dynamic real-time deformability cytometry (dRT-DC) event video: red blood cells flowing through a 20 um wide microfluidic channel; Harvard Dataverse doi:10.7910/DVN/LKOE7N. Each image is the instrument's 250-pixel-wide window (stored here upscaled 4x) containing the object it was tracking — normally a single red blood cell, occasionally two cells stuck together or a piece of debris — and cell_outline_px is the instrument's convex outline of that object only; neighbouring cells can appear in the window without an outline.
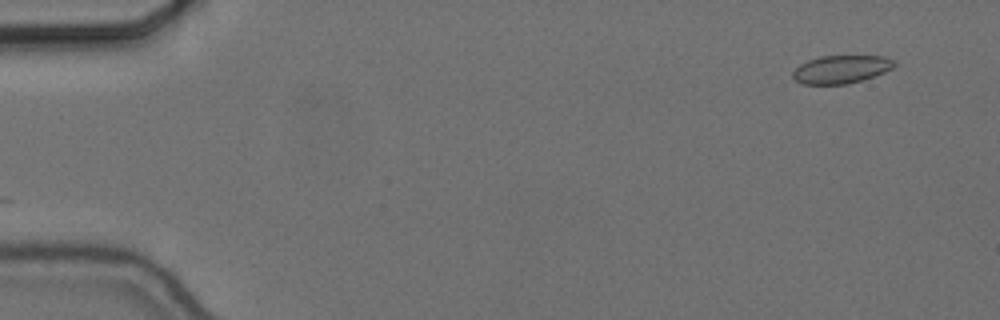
{"species": "common noctule bat (a hibernating species)", "species_latin": "Nyctalus noctula", "temperature_condition": "cold", "stored_images_in_passage": 54, "camera_frame_rate_fps": 3000, "um_per_image_px": 0.085, "animal": {"sex": "female", "body_mass_g": 24.6, "forearm_length_mm": 56.2}, "frame": {"image": 1, "passage_image": 2, "time_ms": 0.333, "image_size_px": [1000, 320], "cell_outline_px": [[896, 64], [892, 68], [884, 72], [848, 84], [804, 84], [796, 80], [792, 76], [792, 72], [800, 64], [808, 60], [820, 56], [884, 56], [896, 60]], "centroid_in_image_um": [71.5, 5.88], "position_along_channel_um": 13.5, "area_um2": 16.47}}
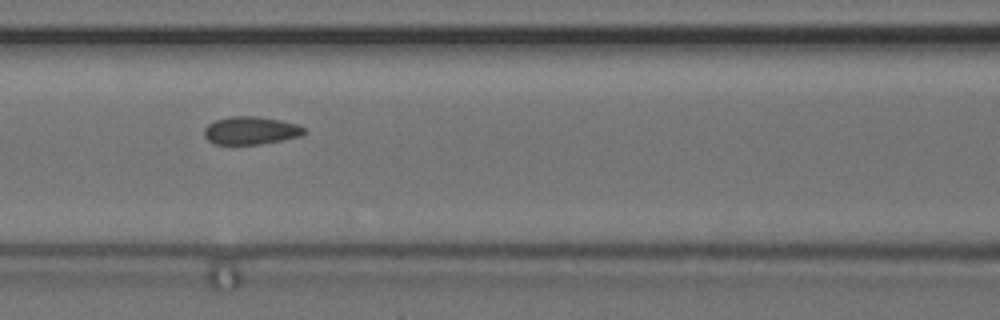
{"frame": {"image": 2, "passage_image": 23, "time_ms": 7.333, "image_size_px": [1000, 320], "cell_outline_px": [[308, 132], [300, 136], [260, 144], [216, 144], [208, 140], [204, 136], [204, 128], [208, 124], [216, 120], [232, 116], [256, 116], [280, 120], [296, 124], [304, 128]], "centroid_in_image_um": [21.31, 11.09], "position_along_channel_um": 145.3, "area_um2": 16.13}}
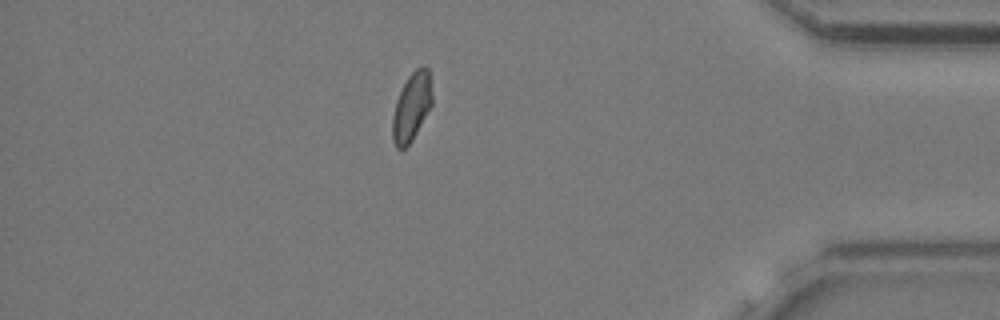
{"frame": {"image": 3, "passage_image": 47, "time_ms": 15.333, "image_size_px": [1000, 320], "cell_outline_px": [[432, 104], [412, 140], [404, 148], [396, 148], [392, 140], [392, 116], [396, 100], [408, 76], [416, 68], [424, 64], [428, 68], [432, 92]], "centroid_in_image_um": [34.98, 9.07], "position_along_channel_um": 400.2, "area_um2": 15.72}, "authors_computed_cell_mechanics": {"area_um2": 16.473, "velocity_mm_per_s": 3.6573, "shape_relaxation_time_tau1_ms": null, "shape_relaxation_time_tau2_ms": 2.6203, "deformation_change_tau1": null, "deformation_change_tau2": 0.0545}}